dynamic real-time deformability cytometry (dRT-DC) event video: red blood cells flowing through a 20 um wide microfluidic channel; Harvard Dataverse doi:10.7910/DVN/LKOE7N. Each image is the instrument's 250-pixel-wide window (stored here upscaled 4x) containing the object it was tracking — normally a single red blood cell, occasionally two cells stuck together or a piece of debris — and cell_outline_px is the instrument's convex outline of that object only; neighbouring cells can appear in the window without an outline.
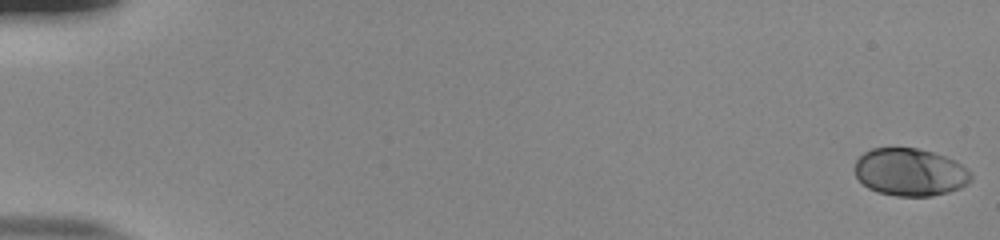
{"species": "human", "species_latin": "Homo sapiens", "temperature_condition": "room temperature", "stored_images_in_passage": 55, "camera_frame_rate_fps": 3000, "um_per_image_px": 0.085, "donor": {"sex": "male"}, "frame": {"image": 1, "passage_image": 1, "time_ms": 0.0, "image_size_px": [1000, 240], "cell_outline_px": [[972, 180], [968, 184], [960, 188], [948, 192], [932, 196], [896, 196], [876, 192], [868, 188], [856, 176], [856, 160], [864, 152], [872, 148], [916, 148], [932, 152], [956, 160], [972, 172]], "centroid_in_image_um": [77.39, 14.64], "position_along_channel_um": 7.6, "area_um2": 32.37}}
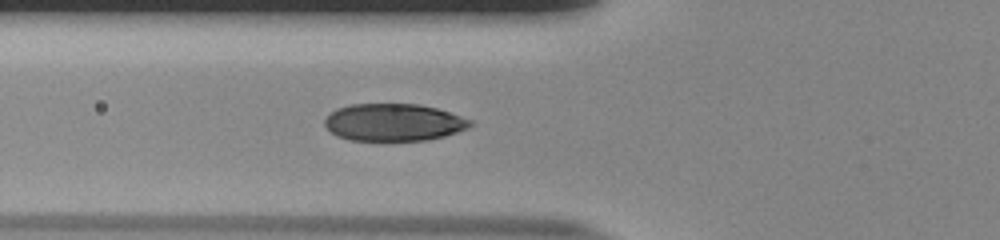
{"frame": {"image": 2, "passage_image": 22, "time_ms": 7.0, "image_size_px": [1000, 240], "cell_outline_px": [[472, 124], [468, 128], [444, 136], [428, 140], [348, 140], [336, 136], [324, 124], [324, 120], [336, 108], [352, 104], [416, 104], [436, 108], [472, 120]], "centroid_in_image_um": [33.44, 10.4], "position_along_channel_um": 92.4, "area_um2": 31.44}}
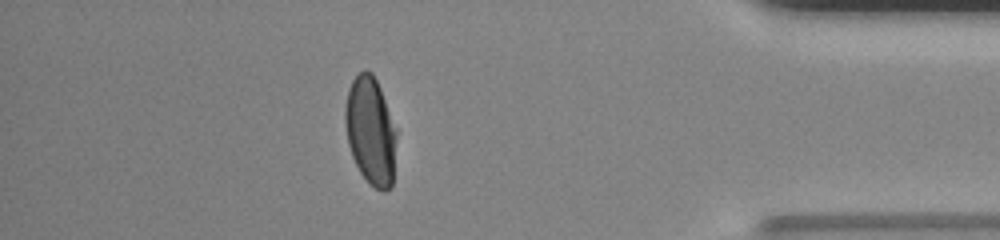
{"frame": {"image": 3, "passage_image": 49, "time_ms": 16.0, "image_size_px": [1000, 240], "cell_outline_px": [[396, 136], [392, 188], [384, 192], [368, 184], [360, 172], [352, 156], [348, 144], [344, 124], [344, 108], [348, 88], [352, 80], [364, 68], [372, 72], [380, 88], [396, 128]], "centroid_in_image_um": [31.48, 11.13], "position_along_channel_um": 403.7, "area_um2": 32.54}, "authors_computed_cell_mechanics": {"area_um2": 32.5414, "velocity_mm_per_s": 3.8224, "shape_relaxation_time_tau1_ms": 3.2824, "shape_relaxation_time_tau2_ms": null, "deformation_change_tau1": 0.1786, "deformation_change_tau2": null}}